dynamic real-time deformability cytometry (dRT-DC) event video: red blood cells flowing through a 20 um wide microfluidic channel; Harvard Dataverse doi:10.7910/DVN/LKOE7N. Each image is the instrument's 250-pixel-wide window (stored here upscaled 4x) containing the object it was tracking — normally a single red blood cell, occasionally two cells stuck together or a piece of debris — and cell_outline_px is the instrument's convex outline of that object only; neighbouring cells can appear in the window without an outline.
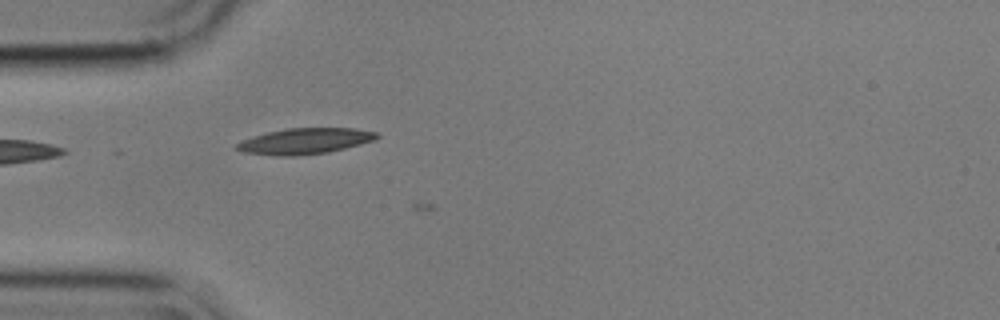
{"species": "common noctule bat (a hibernating species)", "species_latin": "Nyctalus noctula", "temperature_condition": "cold", "stored_images_in_passage": 18, "camera_frame_rate_fps": 3000, "um_per_image_px": 0.085, "animal": {"sex": "male", "body_mass_g": 17.9}, "frame": {"image": 1, "passage_image": 17, "time_ms": 5.333, "image_size_px": [1000, 320], "cell_outline_px": [[380, 136], [376, 140], [328, 152], [292, 156], [280, 156], [244, 152], [232, 148], [236, 144], [244, 140], [268, 132], [288, 128], [356, 128], [376, 132]], "centroid_in_image_um": [25.95, 11.99], "position_along_channel_um": 59.1, "area_um2": 20.92}}